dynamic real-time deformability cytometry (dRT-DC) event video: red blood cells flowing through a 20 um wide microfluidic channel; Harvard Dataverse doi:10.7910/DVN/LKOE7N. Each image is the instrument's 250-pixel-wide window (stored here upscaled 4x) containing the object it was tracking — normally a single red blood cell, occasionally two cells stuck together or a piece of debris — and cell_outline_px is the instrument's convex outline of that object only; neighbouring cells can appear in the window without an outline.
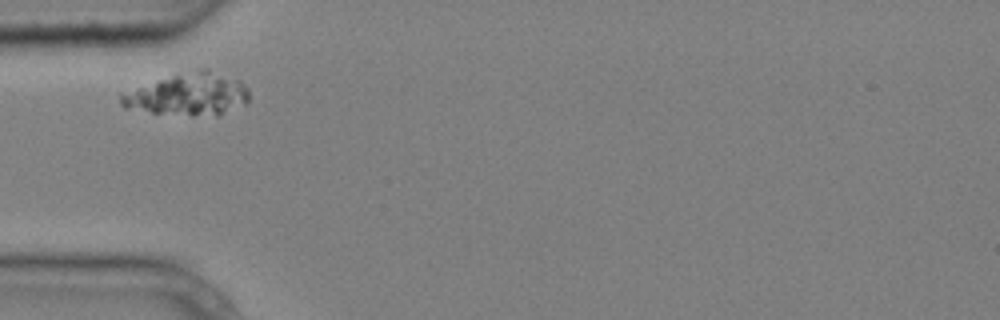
{"species": "common noctule bat (a hibernating species)", "species_latin": "Nyctalus noctula", "temperature_condition": "cold", "stored_images_in_passage": 5, "camera_frame_rate_fps": 3000, "um_per_image_px": 0.085, "animal": {"sex": "male", "body_mass_g": 20.4}, "frame": {"image": 1, "passage_image": 1, "time_ms": 0.0, "image_size_px": [1000, 320], "cell_outline_px": [[248, 100], [244, 104], [216, 116], [192, 116], [152, 112], [124, 108], [120, 104], [120, 92], [172, 76], [200, 68], [208, 68], [240, 80], [248, 88]], "centroid_in_image_um": [16.01, 8.03], "position_along_channel_um": 69.0, "area_um2": 31.56}}
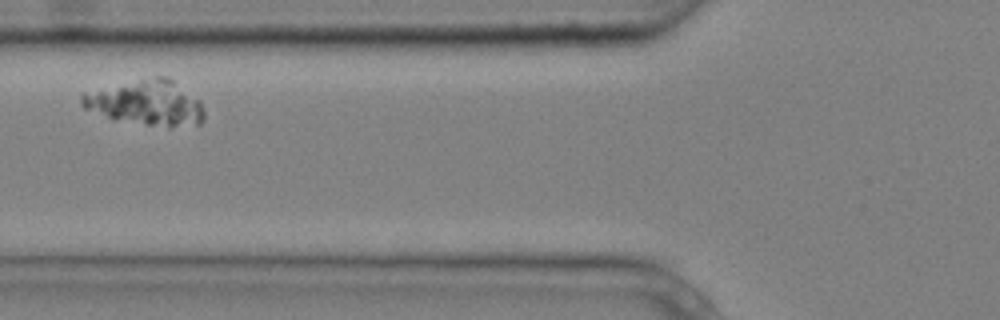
{"frame": {"image": 2, "passage_image": 2, "time_ms": 0.333, "image_size_px": [1000, 320], "cell_outline_px": [[204, 120], [200, 124], [168, 128], [108, 116], [84, 108], [80, 104], [80, 96], [84, 92], [156, 76], [168, 76], [200, 100], [204, 112]], "centroid_in_image_um": [12.51, 8.73], "position_along_channel_um": 113.3, "area_um2": 31.62}}